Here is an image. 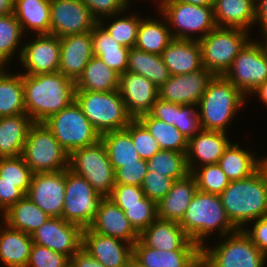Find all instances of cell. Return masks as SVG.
<instances>
[{
	"instance_id": "obj_1",
	"label": "cell",
	"mask_w": 267,
	"mask_h": 267,
	"mask_svg": "<svg viewBox=\"0 0 267 267\" xmlns=\"http://www.w3.org/2000/svg\"><path fill=\"white\" fill-rule=\"evenodd\" d=\"M26 114L34 123H43L75 101V82L60 72L22 74Z\"/></svg>"
},
{
	"instance_id": "obj_2",
	"label": "cell",
	"mask_w": 267,
	"mask_h": 267,
	"mask_svg": "<svg viewBox=\"0 0 267 267\" xmlns=\"http://www.w3.org/2000/svg\"><path fill=\"white\" fill-rule=\"evenodd\" d=\"M247 103V97L229 80L214 76L197 104L201 129L229 133L228 128Z\"/></svg>"
},
{
	"instance_id": "obj_3",
	"label": "cell",
	"mask_w": 267,
	"mask_h": 267,
	"mask_svg": "<svg viewBox=\"0 0 267 267\" xmlns=\"http://www.w3.org/2000/svg\"><path fill=\"white\" fill-rule=\"evenodd\" d=\"M179 225L186 235L201 248L209 240H214L213 237H223L237 230L226 215L220 195L198 190Z\"/></svg>"
},
{
	"instance_id": "obj_4",
	"label": "cell",
	"mask_w": 267,
	"mask_h": 267,
	"mask_svg": "<svg viewBox=\"0 0 267 267\" xmlns=\"http://www.w3.org/2000/svg\"><path fill=\"white\" fill-rule=\"evenodd\" d=\"M220 198L228 219L237 229L267 217V180L260 169L246 179L229 182Z\"/></svg>"
},
{
	"instance_id": "obj_5",
	"label": "cell",
	"mask_w": 267,
	"mask_h": 267,
	"mask_svg": "<svg viewBox=\"0 0 267 267\" xmlns=\"http://www.w3.org/2000/svg\"><path fill=\"white\" fill-rule=\"evenodd\" d=\"M216 239L201 248V264L204 267L266 266L267 257L242 229Z\"/></svg>"
},
{
	"instance_id": "obj_6",
	"label": "cell",
	"mask_w": 267,
	"mask_h": 267,
	"mask_svg": "<svg viewBox=\"0 0 267 267\" xmlns=\"http://www.w3.org/2000/svg\"><path fill=\"white\" fill-rule=\"evenodd\" d=\"M153 11H159L166 19L173 39L199 41L216 27L212 6L161 0L159 8Z\"/></svg>"
},
{
	"instance_id": "obj_7",
	"label": "cell",
	"mask_w": 267,
	"mask_h": 267,
	"mask_svg": "<svg viewBox=\"0 0 267 267\" xmlns=\"http://www.w3.org/2000/svg\"><path fill=\"white\" fill-rule=\"evenodd\" d=\"M75 101L100 135L125 129L132 120L118 90L110 92L76 90Z\"/></svg>"
},
{
	"instance_id": "obj_8",
	"label": "cell",
	"mask_w": 267,
	"mask_h": 267,
	"mask_svg": "<svg viewBox=\"0 0 267 267\" xmlns=\"http://www.w3.org/2000/svg\"><path fill=\"white\" fill-rule=\"evenodd\" d=\"M252 37L250 32L239 28L216 26L199 40L203 67L215 76H223Z\"/></svg>"
},
{
	"instance_id": "obj_9",
	"label": "cell",
	"mask_w": 267,
	"mask_h": 267,
	"mask_svg": "<svg viewBox=\"0 0 267 267\" xmlns=\"http://www.w3.org/2000/svg\"><path fill=\"white\" fill-rule=\"evenodd\" d=\"M68 169L82 176L101 197H109L115 185V170L101 139L93 145L72 151Z\"/></svg>"
},
{
	"instance_id": "obj_10",
	"label": "cell",
	"mask_w": 267,
	"mask_h": 267,
	"mask_svg": "<svg viewBox=\"0 0 267 267\" xmlns=\"http://www.w3.org/2000/svg\"><path fill=\"white\" fill-rule=\"evenodd\" d=\"M21 156L34 174L68 168L69 154L43 123L30 127Z\"/></svg>"
},
{
	"instance_id": "obj_11",
	"label": "cell",
	"mask_w": 267,
	"mask_h": 267,
	"mask_svg": "<svg viewBox=\"0 0 267 267\" xmlns=\"http://www.w3.org/2000/svg\"><path fill=\"white\" fill-rule=\"evenodd\" d=\"M43 124L68 154L93 145L101 139V135L83 114L76 101L48 117Z\"/></svg>"
},
{
	"instance_id": "obj_12",
	"label": "cell",
	"mask_w": 267,
	"mask_h": 267,
	"mask_svg": "<svg viewBox=\"0 0 267 267\" xmlns=\"http://www.w3.org/2000/svg\"><path fill=\"white\" fill-rule=\"evenodd\" d=\"M246 97L267 80V47L260 39L252 37L234 58L223 75Z\"/></svg>"
},
{
	"instance_id": "obj_13",
	"label": "cell",
	"mask_w": 267,
	"mask_h": 267,
	"mask_svg": "<svg viewBox=\"0 0 267 267\" xmlns=\"http://www.w3.org/2000/svg\"><path fill=\"white\" fill-rule=\"evenodd\" d=\"M103 199L82 177L66 169V188L62 218L83 229L95 219L100 201Z\"/></svg>"
},
{
	"instance_id": "obj_14",
	"label": "cell",
	"mask_w": 267,
	"mask_h": 267,
	"mask_svg": "<svg viewBox=\"0 0 267 267\" xmlns=\"http://www.w3.org/2000/svg\"><path fill=\"white\" fill-rule=\"evenodd\" d=\"M28 41H27V39ZM25 37L21 56L16 65L22 74L55 73L59 70L60 38L51 34Z\"/></svg>"
},
{
	"instance_id": "obj_15",
	"label": "cell",
	"mask_w": 267,
	"mask_h": 267,
	"mask_svg": "<svg viewBox=\"0 0 267 267\" xmlns=\"http://www.w3.org/2000/svg\"><path fill=\"white\" fill-rule=\"evenodd\" d=\"M98 23L81 0H51L49 34L57 37L89 32Z\"/></svg>"
},
{
	"instance_id": "obj_16",
	"label": "cell",
	"mask_w": 267,
	"mask_h": 267,
	"mask_svg": "<svg viewBox=\"0 0 267 267\" xmlns=\"http://www.w3.org/2000/svg\"><path fill=\"white\" fill-rule=\"evenodd\" d=\"M31 238L33 243L71 258L82 247L83 228L62 217H50L31 234Z\"/></svg>"
},
{
	"instance_id": "obj_17",
	"label": "cell",
	"mask_w": 267,
	"mask_h": 267,
	"mask_svg": "<svg viewBox=\"0 0 267 267\" xmlns=\"http://www.w3.org/2000/svg\"><path fill=\"white\" fill-rule=\"evenodd\" d=\"M214 74L206 68L171 77L158 89V98L181 105H197Z\"/></svg>"
},
{
	"instance_id": "obj_18",
	"label": "cell",
	"mask_w": 267,
	"mask_h": 267,
	"mask_svg": "<svg viewBox=\"0 0 267 267\" xmlns=\"http://www.w3.org/2000/svg\"><path fill=\"white\" fill-rule=\"evenodd\" d=\"M66 170L33 174L27 196L50 217H62Z\"/></svg>"
},
{
	"instance_id": "obj_19",
	"label": "cell",
	"mask_w": 267,
	"mask_h": 267,
	"mask_svg": "<svg viewBox=\"0 0 267 267\" xmlns=\"http://www.w3.org/2000/svg\"><path fill=\"white\" fill-rule=\"evenodd\" d=\"M118 91L132 119L149 114L158 98V88L151 81L129 71L119 75Z\"/></svg>"
},
{
	"instance_id": "obj_20",
	"label": "cell",
	"mask_w": 267,
	"mask_h": 267,
	"mask_svg": "<svg viewBox=\"0 0 267 267\" xmlns=\"http://www.w3.org/2000/svg\"><path fill=\"white\" fill-rule=\"evenodd\" d=\"M82 247L105 267H126L133 258V245L121 239L83 229Z\"/></svg>"
},
{
	"instance_id": "obj_21",
	"label": "cell",
	"mask_w": 267,
	"mask_h": 267,
	"mask_svg": "<svg viewBox=\"0 0 267 267\" xmlns=\"http://www.w3.org/2000/svg\"><path fill=\"white\" fill-rule=\"evenodd\" d=\"M93 56L91 31L60 37L58 72L76 82Z\"/></svg>"
},
{
	"instance_id": "obj_22",
	"label": "cell",
	"mask_w": 267,
	"mask_h": 267,
	"mask_svg": "<svg viewBox=\"0 0 267 267\" xmlns=\"http://www.w3.org/2000/svg\"><path fill=\"white\" fill-rule=\"evenodd\" d=\"M228 133L200 130L188 140L186 162L189 172L206 164H217L232 142Z\"/></svg>"
},
{
	"instance_id": "obj_23",
	"label": "cell",
	"mask_w": 267,
	"mask_h": 267,
	"mask_svg": "<svg viewBox=\"0 0 267 267\" xmlns=\"http://www.w3.org/2000/svg\"><path fill=\"white\" fill-rule=\"evenodd\" d=\"M89 228L98 234L118 238L132 245L140 238L125 212L108 198L100 201L95 219Z\"/></svg>"
},
{
	"instance_id": "obj_24",
	"label": "cell",
	"mask_w": 267,
	"mask_h": 267,
	"mask_svg": "<svg viewBox=\"0 0 267 267\" xmlns=\"http://www.w3.org/2000/svg\"><path fill=\"white\" fill-rule=\"evenodd\" d=\"M133 258L144 267H200L201 249L160 251L138 239L133 245Z\"/></svg>"
},
{
	"instance_id": "obj_25",
	"label": "cell",
	"mask_w": 267,
	"mask_h": 267,
	"mask_svg": "<svg viewBox=\"0 0 267 267\" xmlns=\"http://www.w3.org/2000/svg\"><path fill=\"white\" fill-rule=\"evenodd\" d=\"M146 246L158 250L201 249L184 232L178 222L157 218L139 238Z\"/></svg>"
},
{
	"instance_id": "obj_26",
	"label": "cell",
	"mask_w": 267,
	"mask_h": 267,
	"mask_svg": "<svg viewBox=\"0 0 267 267\" xmlns=\"http://www.w3.org/2000/svg\"><path fill=\"white\" fill-rule=\"evenodd\" d=\"M171 75L195 72L203 68L199 41L172 39L161 54Z\"/></svg>"
},
{
	"instance_id": "obj_27",
	"label": "cell",
	"mask_w": 267,
	"mask_h": 267,
	"mask_svg": "<svg viewBox=\"0 0 267 267\" xmlns=\"http://www.w3.org/2000/svg\"><path fill=\"white\" fill-rule=\"evenodd\" d=\"M197 190L191 173L175 180L170 191L157 203V217L179 223Z\"/></svg>"
},
{
	"instance_id": "obj_28",
	"label": "cell",
	"mask_w": 267,
	"mask_h": 267,
	"mask_svg": "<svg viewBox=\"0 0 267 267\" xmlns=\"http://www.w3.org/2000/svg\"><path fill=\"white\" fill-rule=\"evenodd\" d=\"M241 145V143L232 141L217 163L230 182L246 179L257 172L260 167L258 152L251 144L249 148Z\"/></svg>"
},
{
	"instance_id": "obj_29",
	"label": "cell",
	"mask_w": 267,
	"mask_h": 267,
	"mask_svg": "<svg viewBox=\"0 0 267 267\" xmlns=\"http://www.w3.org/2000/svg\"><path fill=\"white\" fill-rule=\"evenodd\" d=\"M255 3L251 0H214L213 14L217 27L239 28L253 33Z\"/></svg>"
},
{
	"instance_id": "obj_30",
	"label": "cell",
	"mask_w": 267,
	"mask_h": 267,
	"mask_svg": "<svg viewBox=\"0 0 267 267\" xmlns=\"http://www.w3.org/2000/svg\"><path fill=\"white\" fill-rule=\"evenodd\" d=\"M33 241L31 235L0 221V263L3 267H26Z\"/></svg>"
},
{
	"instance_id": "obj_31",
	"label": "cell",
	"mask_w": 267,
	"mask_h": 267,
	"mask_svg": "<svg viewBox=\"0 0 267 267\" xmlns=\"http://www.w3.org/2000/svg\"><path fill=\"white\" fill-rule=\"evenodd\" d=\"M33 124L27 114L0 117V158L22 155L28 131Z\"/></svg>"
},
{
	"instance_id": "obj_32",
	"label": "cell",
	"mask_w": 267,
	"mask_h": 267,
	"mask_svg": "<svg viewBox=\"0 0 267 267\" xmlns=\"http://www.w3.org/2000/svg\"><path fill=\"white\" fill-rule=\"evenodd\" d=\"M51 0H14V16L26 36L49 34Z\"/></svg>"
},
{
	"instance_id": "obj_33",
	"label": "cell",
	"mask_w": 267,
	"mask_h": 267,
	"mask_svg": "<svg viewBox=\"0 0 267 267\" xmlns=\"http://www.w3.org/2000/svg\"><path fill=\"white\" fill-rule=\"evenodd\" d=\"M141 19L135 48L147 53L161 55L173 37L166 19L157 11ZM156 15V16H155Z\"/></svg>"
},
{
	"instance_id": "obj_34",
	"label": "cell",
	"mask_w": 267,
	"mask_h": 267,
	"mask_svg": "<svg viewBox=\"0 0 267 267\" xmlns=\"http://www.w3.org/2000/svg\"><path fill=\"white\" fill-rule=\"evenodd\" d=\"M94 56L119 75L127 71L130 48L119 44L99 23L91 30Z\"/></svg>"
},
{
	"instance_id": "obj_35",
	"label": "cell",
	"mask_w": 267,
	"mask_h": 267,
	"mask_svg": "<svg viewBox=\"0 0 267 267\" xmlns=\"http://www.w3.org/2000/svg\"><path fill=\"white\" fill-rule=\"evenodd\" d=\"M15 69L0 68V117L26 114L22 73Z\"/></svg>"
},
{
	"instance_id": "obj_36",
	"label": "cell",
	"mask_w": 267,
	"mask_h": 267,
	"mask_svg": "<svg viewBox=\"0 0 267 267\" xmlns=\"http://www.w3.org/2000/svg\"><path fill=\"white\" fill-rule=\"evenodd\" d=\"M50 218L27 195L12 205L1 215V219L10 228L29 235L40 228Z\"/></svg>"
},
{
	"instance_id": "obj_37",
	"label": "cell",
	"mask_w": 267,
	"mask_h": 267,
	"mask_svg": "<svg viewBox=\"0 0 267 267\" xmlns=\"http://www.w3.org/2000/svg\"><path fill=\"white\" fill-rule=\"evenodd\" d=\"M75 85L76 90L116 91L119 88V74L108 67L99 57L93 56Z\"/></svg>"
},
{
	"instance_id": "obj_38",
	"label": "cell",
	"mask_w": 267,
	"mask_h": 267,
	"mask_svg": "<svg viewBox=\"0 0 267 267\" xmlns=\"http://www.w3.org/2000/svg\"><path fill=\"white\" fill-rule=\"evenodd\" d=\"M127 7L124 11L102 18L98 23L122 46L133 48L136 45L139 23L144 17L140 11ZM138 11V12H137ZM136 12V13H135Z\"/></svg>"
},
{
	"instance_id": "obj_39",
	"label": "cell",
	"mask_w": 267,
	"mask_h": 267,
	"mask_svg": "<svg viewBox=\"0 0 267 267\" xmlns=\"http://www.w3.org/2000/svg\"><path fill=\"white\" fill-rule=\"evenodd\" d=\"M24 37L26 35L14 13L0 17V68H11L9 63L18 62Z\"/></svg>"
},
{
	"instance_id": "obj_40",
	"label": "cell",
	"mask_w": 267,
	"mask_h": 267,
	"mask_svg": "<svg viewBox=\"0 0 267 267\" xmlns=\"http://www.w3.org/2000/svg\"><path fill=\"white\" fill-rule=\"evenodd\" d=\"M127 71L144 76L158 89L171 77L161 55L147 53L135 47L129 50Z\"/></svg>"
},
{
	"instance_id": "obj_41",
	"label": "cell",
	"mask_w": 267,
	"mask_h": 267,
	"mask_svg": "<svg viewBox=\"0 0 267 267\" xmlns=\"http://www.w3.org/2000/svg\"><path fill=\"white\" fill-rule=\"evenodd\" d=\"M101 140L115 171L124 164L137 163L141 159L126 129L103 133Z\"/></svg>"
},
{
	"instance_id": "obj_42",
	"label": "cell",
	"mask_w": 267,
	"mask_h": 267,
	"mask_svg": "<svg viewBox=\"0 0 267 267\" xmlns=\"http://www.w3.org/2000/svg\"><path fill=\"white\" fill-rule=\"evenodd\" d=\"M138 120L155 138L161 149L182 153L187 152L188 139H186L173 125H169L162 120L156 119L150 114L143 115L139 117Z\"/></svg>"
},
{
	"instance_id": "obj_43",
	"label": "cell",
	"mask_w": 267,
	"mask_h": 267,
	"mask_svg": "<svg viewBox=\"0 0 267 267\" xmlns=\"http://www.w3.org/2000/svg\"><path fill=\"white\" fill-rule=\"evenodd\" d=\"M148 169L178 180L189 174L186 153L161 149L148 161Z\"/></svg>"
},
{
	"instance_id": "obj_44",
	"label": "cell",
	"mask_w": 267,
	"mask_h": 267,
	"mask_svg": "<svg viewBox=\"0 0 267 267\" xmlns=\"http://www.w3.org/2000/svg\"><path fill=\"white\" fill-rule=\"evenodd\" d=\"M194 176L198 191L220 195L229 185V180L218 164H206L195 168Z\"/></svg>"
},
{
	"instance_id": "obj_45",
	"label": "cell",
	"mask_w": 267,
	"mask_h": 267,
	"mask_svg": "<svg viewBox=\"0 0 267 267\" xmlns=\"http://www.w3.org/2000/svg\"><path fill=\"white\" fill-rule=\"evenodd\" d=\"M33 174L22 156L0 158V182L18 183L27 194Z\"/></svg>"
},
{
	"instance_id": "obj_46",
	"label": "cell",
	"mask_w": 267,
	"mask_h": 267,
	"mask_svg": "<svg viewBox=\"0 0 267 267\" xmlns=\"http://www.w3.org/2000/svg\"><path fill=\"white\" fill-rule=\"evenodd\" d=\"M125 129L130 133L134 147L142 160L148 161L161 150L158 142L138 119H132Z\"/></svg>"
},
{
	"instance_id": "obj_47",
	"label": "cell",
	"mask_w": 267,
	"mask_h": 267,
	"mask_svg": "<svg viewBox=\"0 0 267 267\" xmlns=\"http://www.w3.org/2000/svg\"><path fill=\"white\" fill-rule=\"evenodd\" d=\"M118 207L125 212L126 217L139 234L158 218L157 203L146 196L143 198V205Z\"/></svg>"
},
{
	"instance_id": "obj_48",
	"label": "cell",
	"mask_w": 267,
	"mask_h": 267,
	"mask_svg": "<svg viewBox=\"0 0 267 267\" xmlns=\"http://www.w3.org/2000/svg\"><path fill=\"white\" fill-rule=\"evenodd\" d=\"M70 258L44 246L32 244L26 267H69Z\"/></svg>"
},
{
	"instance_id": "obj_49",
	"label": "cell",
	"mask_w": 267,
	"mask_h": 267,
	"mask_svg": "<svg viewBox=\"0 0 267 267\" xmlns=\"http://www.w3.org/2000/svg\"><path fill=\"white\" fill-rule=\"evenodd\" d=\"M174 180L148 169L141 188L148 199L158 203L170 191Z\"/></svg>"
},
{
	"instance_id": "obj_50",
	"label": "cell",
	"mask_w": 267,
	"mask_h": 267,
	"mask_svg": "<svg viewBox=\"0 0 267 267\" xmlns=\"http://www.w3.org/2000/svg\"><path fill=\"white\" fill-rule=\"evenodd\" d=\"M148 171V162L140 159L137 163L124 164L115 171V185L140 186Z\"/></svg>"
},
{
	"instance_id": "obj_51",
	"label": "cell",
	"mask_w": 267,
	"mask_h": 267,
	"mask_svg": "<svg viewBox=\"0 0 267 267\" xmlns=\"http://www.w3.org/2000/svg\"><path fill=\"white\" fill-rule=\"evenodd\" d=\"M175 128L188 140L201 130L197 105L180 104V113H178L177 126Z\"/></svg>"
},
{
	"instance_id": "obj_52",
	"label": "cell",
	"mask_w": 267,
	"mask_h": 267,
	"mask_svg": "<svg viewBox=\"0 0 267 267\" xmlns=\"http://www.w3.org/2000/svg\"><path fill=\"white\" fill-rule=\"evenodd\" d=\"M145 194L140 186L114 185L108 199L117 206L143 205Z\"/></svg>"
},
{
	"instance_id": "obj_53",
	"label": "cell",
	"mask_w": 267,
	"mask_h": 267,
	"mask_svg": "<svg viewBox=\"0 0 267 267\" xmlns=\"http://www.w3.org/2000/svg\"><path fill=\"white\" fill-rule=\"evenodd\" d=\"M97 21L121 13L127 6L122 0H81Z\"/></svg>"
},
{
	"instance_id": "obj_54",
	"label": "cell",
	"mask_w": 267,
	"mask_h": 267,
	"mask_svg": "<svg viewBox=\"0 0 267 267\" xmlns=\"http://www.w3.org/2000/svg\"><path fill=\"white\" fill-rule=\"evenodd\" d=\"M242 230L249 236L252 243L267 257V217L249 222Z\"/></svg>"
},
{
	"instance_id": "obj_55",
	"label": "cell",
	"mask_w": 267,
	"mask_h": 267,
	"mask_svg": "<svg viewBox=\"0 0 267 267\" xmlns=\"http://www.w3.org/2000/svg\"><path fill=\"white\" fill-rule=\"evenodd\" d=\"M178 113H180V104L171 103L157 98L156 102L152 105L149 114L156 119L176 127Z\"/></svg>"
},
{
	"instance_id": "obj_56",
	"label": "cell",
	"mask_w": 267,
	"mask_h": 267,
	"mask_svg": "<svg viewBox=\"0 0 267 267\" xmlns=\"http://www.w3.org/2000/svg\"><path fill=\"white\" fill-rule=\"evenodd\" d=\"M25 195L18 183L0 182V216Z\"/></svg>"
},
{
	"instance_id": "obj_57",
	"label": "cell",
	"mask_w": 267,
	"mask_h": 267,
	"mask_svg": "<svg viewBox=\"0 0 267 267\" xmlns=\"http://www.w3.org/2000/svg\"><path fill=\"white\" fill-rule=\"evenodd\" d=\"M69 267H105L98 260L93 258L87 250L81 247L73 256L70 258Z\"/></svg>"
},
{
	"instance_id": "obj_58",
	"label": "cell",
	"mask_w": 267,
	"mask_h": 267,
	"mask_svg": "<svg viewBox=\"0 0 267 267\" xmlns=\"http://www.w3.org/2000/svg\"><path fill=\"white\" fill-rule=\"evenodd\" d=\"M255 26L259 30L257 37L262 38L267 35V0H257L255 2ZM260 35V36H259Z\"/></svg>"
},
{
	"instance_id": "obj_59",
	"label": "cell",
	"mask_w": 267,
	"mask_h": 267,
	"mask_svg": "<svg viewBox=\"0 0 267 267\" xmlns=\"http://www.w3.org/2000/svg\"><path fill=\"white\" fill-rule=\"evenodd\" d=\"M251 96L259 99L257 101L261 102L267 109V80L264 83L260 84L256 89H254L247 97V100L253 98Z\"/></svg>"
},
{
	"instance_id": "obj_60",
	"label": "cell",
	"mask_w": 267,
	"mask_h": 267,
	"mask_svg": "<svg viewBox=\"0 0 267 267\" xmlns=\"http://www.w3.org/2000/svg\"><path fill=\"white\" fill-rule=\"evenodd\" d=\"M14 12V0H0V17Z\"/></svg>"
},
{
	"instance_id": "obj_61",
	"label": "cell",
	"mask_w": 267,
	"mask_h": 267,
	"mask_svg": "<svg viewBox=\"0 0 267 267\" xmlns=\"http://www.w3.org/2000/svg\"><path fill=\"white\" fill-rule=\"evenodd\" d=\"M188 4L199 6H213L214 0H179Z\"/></svg>"
},
{
	"instance_id": "obj_62",
	"label": "cell",
	"mask_w": 267,
	"mask_h": 267,
	"mask_svg": "<svg viewBox=\"0 0 267 267\" xmlns=\"http://www.w3.org/2000/svg\"><path fill=\"white\" fill-rule=\"evenodd\" d=\"M122 1L126 4L127 7H131L132 8V5H134V3L137 2L138 0H122ZM143 1L144 2L149 1L151 3L157 4L156 7L153 8V9H156V10H157V8H159V5L161 3V0H152V1L151 0H142L141 2H143Z\"/></svg>"
},
{
	"instance_id": "obj_63",
	"label": "cell",
	"mask_w": 267,
	"mask_h": 267,
	"mask_svg": "<svg viewBox=\"0 0 267 267\" xmlns=\"http://www.w3.org/2000/svg\"><path fill=\"white\" fill-rule=\"evenodd\" d=\"M267 155V154H266ZM260 156V167L259 169L263 172L266 180H267V156Z\"/></svg>"
},
{
	"instance_id": "obj_64",
	"label": "cell",
	"mask_w": 267,
	"mask_h": 267,
	"mask_svg": "<svg viewBox=\"0 0 267 267\" xmlns=\"http://www.w3.org/2000/svg\"><path fill=\"white\" fill-rule=\"evenodd\" d=\"M126 267H144V266H142L137 260H135L134 258H132L128 262V265Z\"/></svg>"
},
{
	"instance_id": "obj_65",
	"label": "cell",
	"mask_w": 267,
	"mask_h": 267,
	"mask_svg": "<svg viewBox=\"0 0 267 267\" xmlns=\"http://www.w3.org/2000/svg\"><path fill=\"white\" fill-rule=\"evenodd\" d=\"M262 40H263V42L265 43V45H266V47H267V35L264 36V37H262Z\"/></svg>"
}]
</instances>
